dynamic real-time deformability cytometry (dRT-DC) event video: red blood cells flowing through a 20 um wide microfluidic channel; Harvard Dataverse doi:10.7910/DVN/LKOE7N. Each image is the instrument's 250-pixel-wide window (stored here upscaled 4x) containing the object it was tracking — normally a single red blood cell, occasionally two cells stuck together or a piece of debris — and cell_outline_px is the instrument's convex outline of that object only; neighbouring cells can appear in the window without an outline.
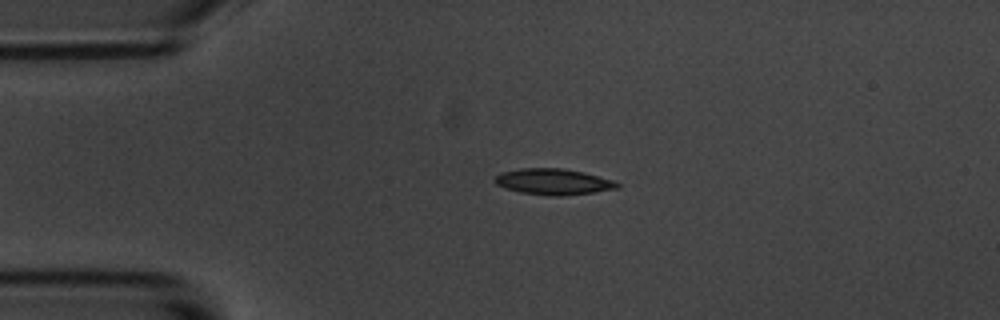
{"species": "common noctule bat (a hibernating species)", "species_latin": "Nyctalus noctula", "temperature_condition": "room temperature", "stored_images_in_passage": 3, "camera_frame_rate_fps": 3000, "um_per_image_px": 0.085, "animal": {"sex": "male", "body_mass_g": 20.1, "forearm_length_mm": 53.5}, "frame": {"image": 1, "passage_image": 1, "time_ms": 0.0, "image_size_px": [1000, 320], "cell_outline_px": [[620, 188], [592, 192], [560, 196], [552, 196], [520, 192], [504, 188], [496, 184], [492, 180], [500, 172], [520, 168], [564, 168], [584, 172], [612, 180], [620, 184]], "centroid_in_image_um": [46.99, 15.44], "position_along_channel_um": 38.0, "area_um2": 18.61}}